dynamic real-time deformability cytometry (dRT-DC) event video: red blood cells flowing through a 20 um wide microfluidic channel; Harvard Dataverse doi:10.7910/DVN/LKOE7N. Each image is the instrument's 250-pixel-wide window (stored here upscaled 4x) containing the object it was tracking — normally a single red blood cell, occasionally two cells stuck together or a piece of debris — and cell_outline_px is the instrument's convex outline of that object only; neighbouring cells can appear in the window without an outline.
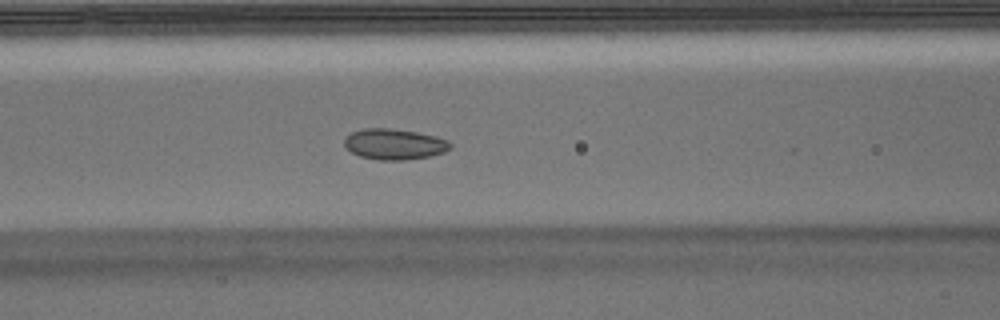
{"species": "Egyptian fruit bat (a non-hibernating species)", "species_latin": "Rousettus aegyptiacus", "temperature_condition": "warm", "stored_images_in_passage": 37, "segment_of_instrument_passage": [1, 2], "camera_frame_rate_fps": 3000, "um_per_image_px": 0.085, "animal": {"sex": "male"}, "frame": {"image": 1, "passage_image": 7, "time_ms": 2.0, "image_size_px": [1000, 320], "cell_outline_px": [[452, 148], [444, 152], [428, 156], [404, 160], [380, 160], [360, 156], [344, 148], [344, 140], [352, 132], [364, 128], [388, 128], [416, 132], [436, 136], [448, 140], [452, 144]], "centroid_in_image_um": [33.52, 12.25], "position_along_channel_um": 133.1, "area_um2": 18.96}}
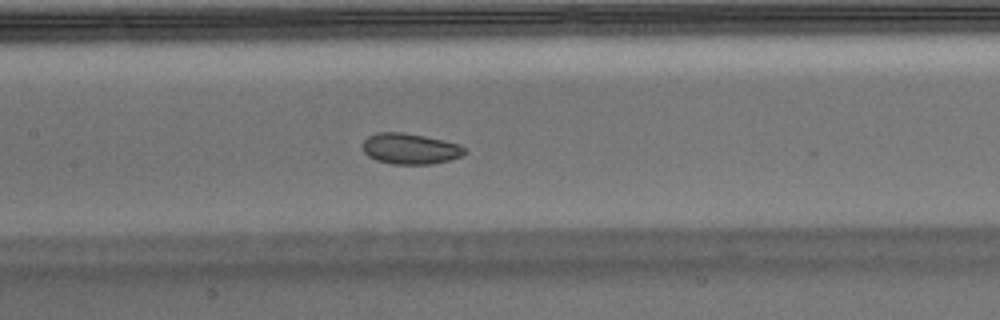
{"frame": {"image": 2, "passage_image": 10, "time_ms": 3.0, "image_size_px": [1000, 320], "cell_outline_px": [[464, 152], [460, 156], [448, 160], [432, 164], [392, 164], [376, 160], [368, 156], [364, 152], [364, 140], [368, 136], [376, 132], [404, 132], [424, 136], [456, 144], [464, 148]], "centroid_in_image_um": [34.8, 12.64], "position_along_channel_um": 172.6, "area_um2": 17.98}}